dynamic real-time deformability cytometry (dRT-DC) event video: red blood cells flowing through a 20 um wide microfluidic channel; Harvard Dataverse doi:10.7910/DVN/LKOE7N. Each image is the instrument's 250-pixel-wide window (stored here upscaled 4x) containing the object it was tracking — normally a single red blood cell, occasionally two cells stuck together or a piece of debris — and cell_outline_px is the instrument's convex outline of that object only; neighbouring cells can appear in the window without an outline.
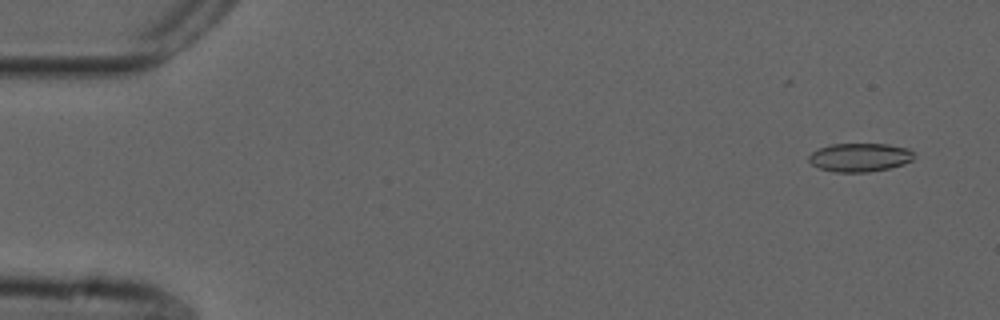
{"species": "common noctule bat (a hibernating species)", "species_latin": "Nyctalus noctula", "temperature_condition": "cold", "stored_images_in_passage": 56, "camera_frame_rate_fps": 3000, "um_per_image_px": 0.085, "animal": {"sex": "male", "forearm_length_mm": 52.5}, "frame": {"image": 1, "passage_image": 4, "time_ms": 1.0, "image_size_px": [1000, 320], "cell_outline_px": [[912, 160], [904, 164], [888, 168], [868, 172], [836, 172], [820, 168], [812, 164], [808, 160], [808, 156], [812, 152], [820, 148], [832, 144], [888, 144], [908, 148], [912, 152]], "centroid_in_image_um": [73.07, 13.37], "position_along_channel_um": 11.9, "area_um2": 17.34}}
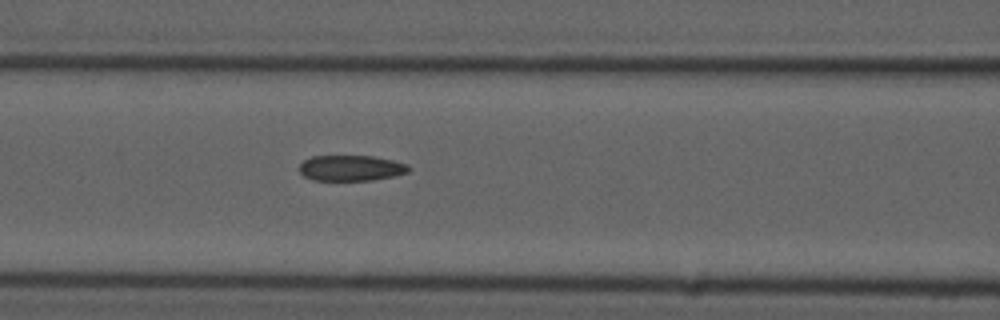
{"frame": {"image": 2, "passage_image": 24, "time_ms": 7.667, "image_size_px": [1000, 320], "cell_outline_px": [[412, 168], [408, 172], [392, 176], [372, 180], [312, 180], [304, 176], [300, 172], [300, 164], [304, 160], [312, 156], [372, 156], [392, 160], [408, 164]], "centroid_in_image_um": [29.84, 14.28], "position_along_channel_um": 136.8, "area_um2": 16.3}}
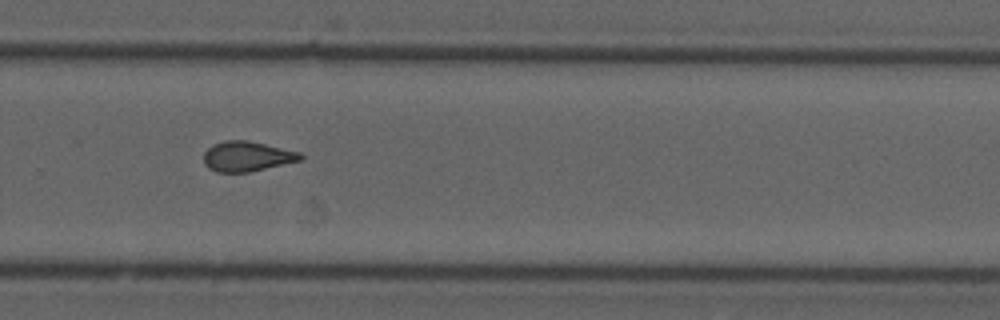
{"frame": {"image": 3, "passage_image": 38, "time_ms": 12.333, "image_size_px": [1000, 320], "cell_outline_px": [[304, 160], [248, 172], [216, 172], [208, 168], [204, 164], [204, 152], [212, 144], [224, 140], [248, 140], [300, 152], [304, 156]], "centroid_in_image_um": [21.0, 13.29], "position_along_channel_um": 308.8, "area_um2": 17.11}, "authors_computed_cell_mechanics": {"area_um2": 17.3978, "velocity_mm_per_s": 3.6973, "shape_relaxation_time_tau1_ms": null, "shape_relaxation_time_tau2_ms": 2.5573, "deformation_change_tau1": null, "deformation_change_tau2": 0.1048}}